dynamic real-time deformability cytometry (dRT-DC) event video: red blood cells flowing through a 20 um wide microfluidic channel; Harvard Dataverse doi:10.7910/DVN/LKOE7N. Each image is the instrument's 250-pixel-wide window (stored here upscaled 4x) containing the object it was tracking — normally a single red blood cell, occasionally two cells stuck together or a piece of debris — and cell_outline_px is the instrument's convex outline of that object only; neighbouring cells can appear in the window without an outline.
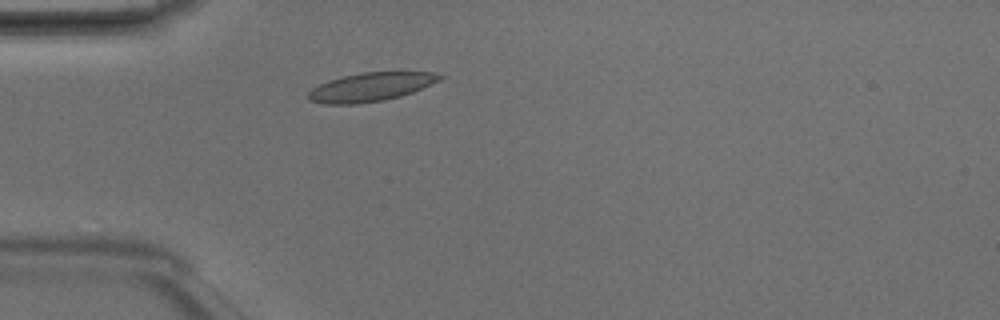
{"species": "Egyptian fruit bat (a non-hibernating species)", "species_latin": "Rousettus aegyptiacus", "temperature_condition": "room temperature", "stored_images_in_passage": 2, "camera_frame_rate_fps": 3000, "um_per_image_px": 0.085, "animal": {"sex": "male"}, "frame": {"image": 1, "passage_image": 2, "time_ms": 0.333, "image_size_px": [1000, 320], "cell_outline_px": [[444, 76], [440, 80], [412, 92], [400, 96], [384, 100], [356, 104], [324, 104], [308, 100], [308, 92], [312, 88], [328, 80], [344, 76], [364, 72], [432, 72]], "centroid_in_image_um": [31.48, 7.4], "position_along_channel_um": 53.5, "area_um2": 21.79}}